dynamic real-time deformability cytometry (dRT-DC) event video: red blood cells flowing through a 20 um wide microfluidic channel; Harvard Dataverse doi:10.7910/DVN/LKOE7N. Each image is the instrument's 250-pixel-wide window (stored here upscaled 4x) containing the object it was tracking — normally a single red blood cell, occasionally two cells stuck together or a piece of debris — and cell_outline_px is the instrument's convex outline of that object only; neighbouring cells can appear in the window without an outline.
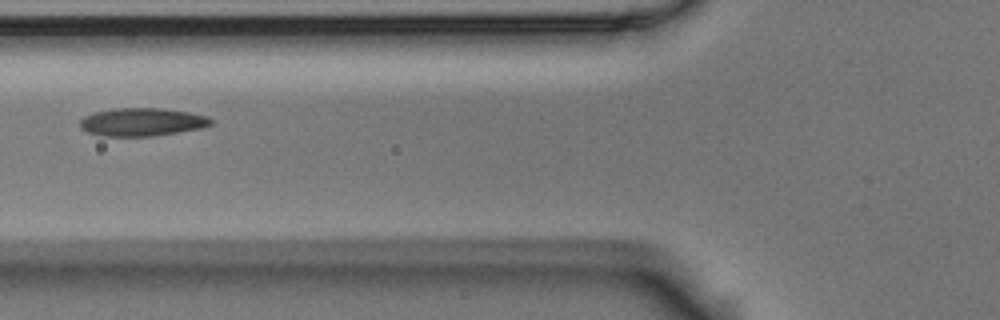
{"species": "Egyptian fruit bat (a non-hibernating species)", "species_latin": "Rousettus aegyptiacus", "temperature_condition": "room temperature", "stored_images_in_passage": 7, "camera_frame_rate_fps": 3000, "um_per_image_px": 0.085, "animal": {"sex": "male"}, "frame": {"image": 1, "passage_image": 2, "time_ms": 0.333, "image_size_px": [1000, 320], "cell_outline_px": [[212, 124], [204, 128], [152, 136], [100, 136], [88, 132], [80, 128], [80, 120], [84, 116], [96, 112], [112, 108], [164, 108], [188, 112], [208, 116], [212, 120]], "centroid_in_image_um": [12.08, 10.37], "position_along_channel_um": 113.7, "area_um2": 21.56}}
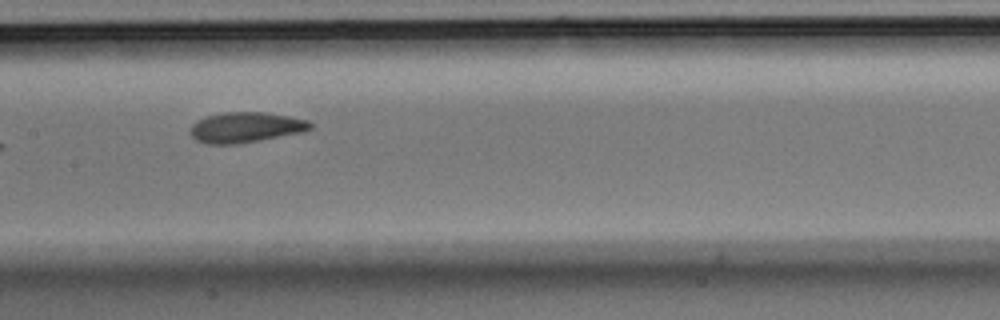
{"frame": {"image": 2, "passage_image": 4, "time_ms": 1.0, "image_size_px": [1000, 320], "cell_outline_px": [[312, 128], [304, 132], [260, 140], [236, 144], [204, 144], [196, 140], [192, 136], [192, 124], [196, 120], [208, 116], [224, 112], [264, 112], [288, 116], [308, 120], [312, 124]], "centroid_in_image_um": [20.9, 10.83], "position_along_channel_um": 186.5, "area_um2": 21.21}}
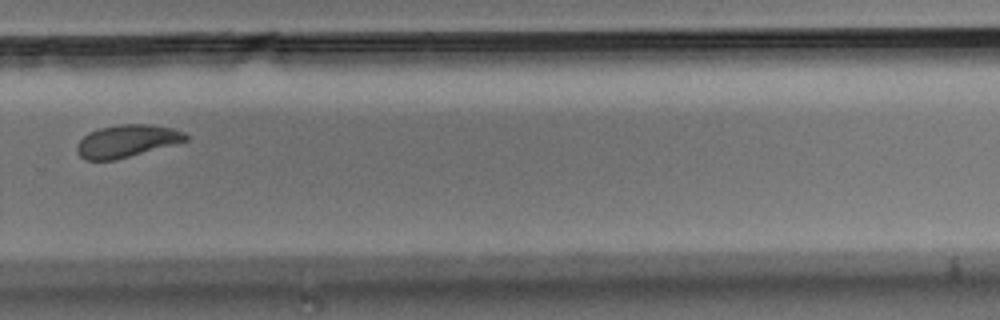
{"frame": {"image": 3, "passage_image": 7, "time_ms": 2.0, "image_size_px": [1000, 320], "cell_outline_px": [[188, 140], [116, 160], [84, 160], [76, 152], [76, 144], [88, 132], [100, 128], [120, 124], [152, 124], [172, 128], [184, 132], [188, 136]], "centroid_in_image_um": [10.75, 11.98], "position_along_channel_um": 319.1, "area_um2": 20.58}}